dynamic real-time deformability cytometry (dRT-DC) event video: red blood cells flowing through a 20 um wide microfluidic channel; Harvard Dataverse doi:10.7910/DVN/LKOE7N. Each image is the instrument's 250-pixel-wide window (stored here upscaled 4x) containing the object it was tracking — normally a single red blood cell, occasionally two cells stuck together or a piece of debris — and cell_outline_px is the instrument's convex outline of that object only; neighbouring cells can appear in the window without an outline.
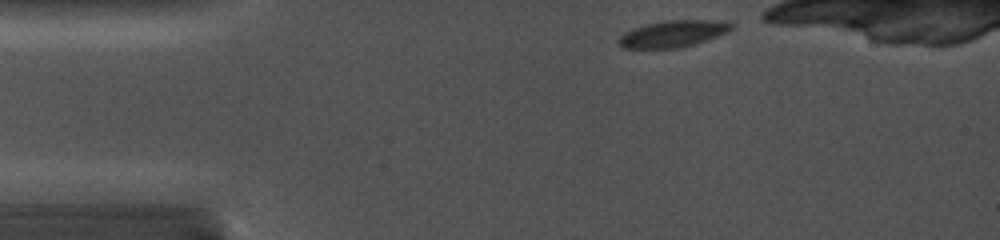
{"species": "common noctule bat (a hibernating species)", "species_latin": "Nyctalus noctula", "temperature_condition": "cold", "stored_images_in_passage": 13, "camera_frame_rate_fps": 5000, "um_per_image_px": 0.085, "animal": {"sex": "female", "body_mass_g": 19.0, "forearm_length_mm": 56.7}, "frame": {"image": 1, "passage_image": 2, "time_ms": 0.2, "image_size_px": [1000, 240], "cell_outline_px": [[736, 24], [732, 28], [716, 36], [680, 48], [620, 48], [620, 36], [624, 32], [632, 28], [648, 24], [668, 20], [708, 20]], "centroid_in_image_um": [57.15, 2.87], "position_along_channel_um": 27.9, "area_um2": 17.05}}